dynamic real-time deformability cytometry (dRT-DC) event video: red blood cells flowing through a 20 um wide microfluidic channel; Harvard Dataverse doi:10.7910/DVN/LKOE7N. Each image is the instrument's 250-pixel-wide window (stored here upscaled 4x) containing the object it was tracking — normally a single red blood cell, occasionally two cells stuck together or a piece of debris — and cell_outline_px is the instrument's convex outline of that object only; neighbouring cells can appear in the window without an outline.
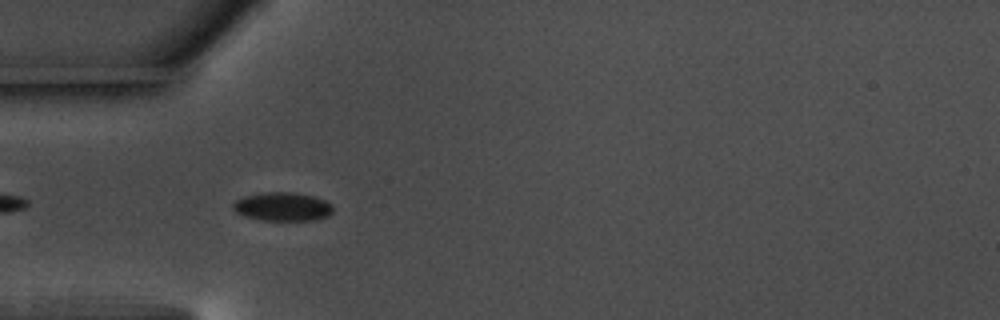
{"species": "common noctule bat (a hibernating species)", "species_latin": "Nyctalus noctula", "temperature_condition": "warm", "stored_images_in_passage": 43, "camera_frame_rate_fps": 3000, "um_per_image_px": 0.085, "animal": {"sex": "male", "body_mass_g": 17.5, "forearm_length_mm": 52.3}, "frame": {"image": 1, "passage_image": 4, "time_ms": 1.0, "image_size_px": [1000, 320], "cell_outline_px": [[332, 212], [328, 216], [316, 220], [260, 220], [244, 216], [236, 212], [232, 208], [232, 204], [236, 200], [244, 196], [264, 192], [292, 192], [312, 196], [324, 200], [332, 204]], "centroid_in_image_um": [24.0, 17.57], "position_along_channel_um": 61.0, "area_um2": 16.7}}
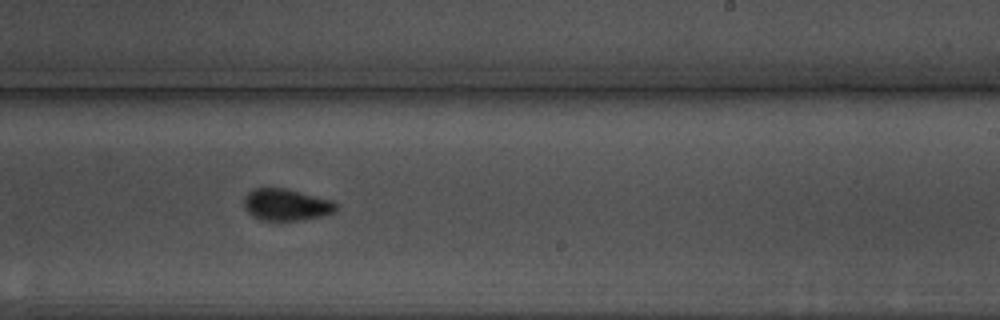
{"frame": {"image": 2, "passage_image": 21, "time_ms": 6.667, "image_size_px": [1000, 320], "cell_outline_px": [[336, 208], [332, 212], [320, 216], [280, 224], [260, 220], [252, 216], [244, 208], [244, 196], [248, 192], [256, 188], [284, 188], [332, 200], [336, 204]], "centroid_in_image_um": [24.26, 17.44], "position_along_channel_um": 264.7, "area_um2": 17.4}}
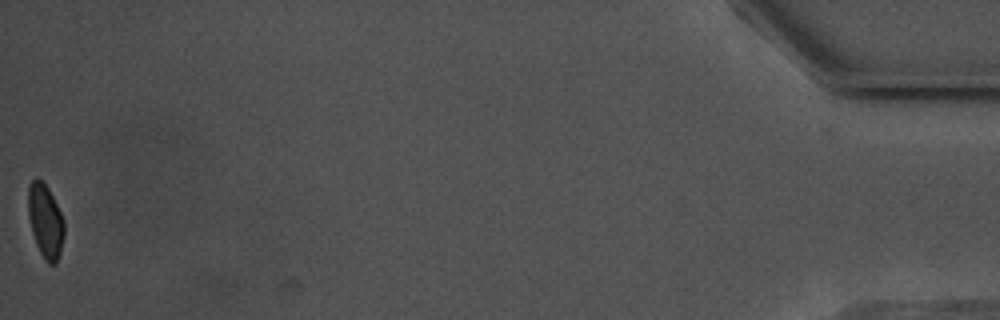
{"frame": {"image": 3, "passage_image": 43, "time_ms": 14.0, "image_size_px": [1000, 320], "cell_outline_px": [[64, 236], [60, 252], [56, 264], [48, 264], [44, 260], [36, 244], [32, 232], [28, 216], [28, 184], [36, 176], [48, 188], [64, 220]], "centroid_in_image_um": [3.85, 18.8], "position_along_channel_um": 431.4, "area_um2": 15.49}, "authors_computed_cell_mechanics": {"area_um2": 16.762, "velocity_mm_per_s": 3.6375, "shape_relaxation_time_tau1_ms": 2.8963, "shape_relaxation_time_tau2_ms": 1.141, "deformation_change_tau1": 0.1026, "deformation_change_tau2": 0.0591}}